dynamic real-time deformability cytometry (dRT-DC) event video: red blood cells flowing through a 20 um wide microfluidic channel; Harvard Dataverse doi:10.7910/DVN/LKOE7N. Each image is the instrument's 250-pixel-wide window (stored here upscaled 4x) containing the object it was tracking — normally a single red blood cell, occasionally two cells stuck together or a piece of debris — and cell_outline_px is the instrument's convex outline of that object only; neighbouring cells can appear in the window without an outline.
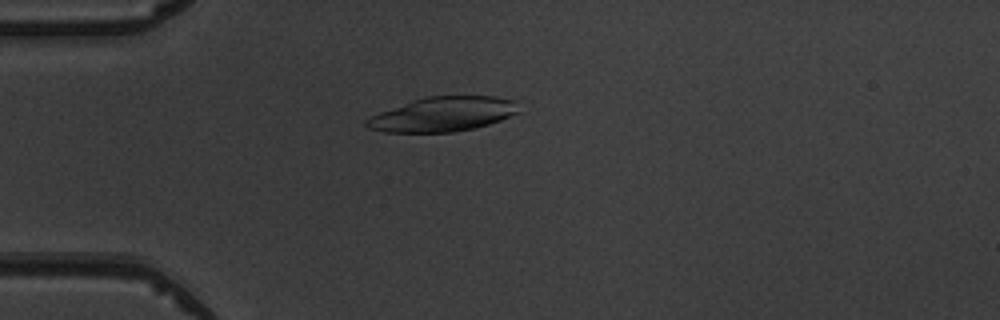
{"species": "common noctule bat (a hibernating species)", "species_latin": "Nyctalus noctula", "temperature_condition": "warm", "stored_images_in_passage": 4, "camera_frame_rate_fps": 3000, "um_per_image_px": 0.085, "animal": {"sex": "male", "body_mass_g": 19.5, "forearm_length_mm": 54.6}, "frame": {"image": 1, "passage_image": 4, "time_ms": 3.333, "image_size_px": [1000, 320], "cell_outline_px": [[520, 112], [500, 120], [476, 128], [452, 132], [384, 132], [368, 128], [364, 124], [364, 120], [380, 112], [412, 100], [428, 96], [496, 96], [516, 100]], "centroid_in_image_um": [37.67, 9.7], "position_along_channel_um": 47.3, "area_um2": 30.69}}